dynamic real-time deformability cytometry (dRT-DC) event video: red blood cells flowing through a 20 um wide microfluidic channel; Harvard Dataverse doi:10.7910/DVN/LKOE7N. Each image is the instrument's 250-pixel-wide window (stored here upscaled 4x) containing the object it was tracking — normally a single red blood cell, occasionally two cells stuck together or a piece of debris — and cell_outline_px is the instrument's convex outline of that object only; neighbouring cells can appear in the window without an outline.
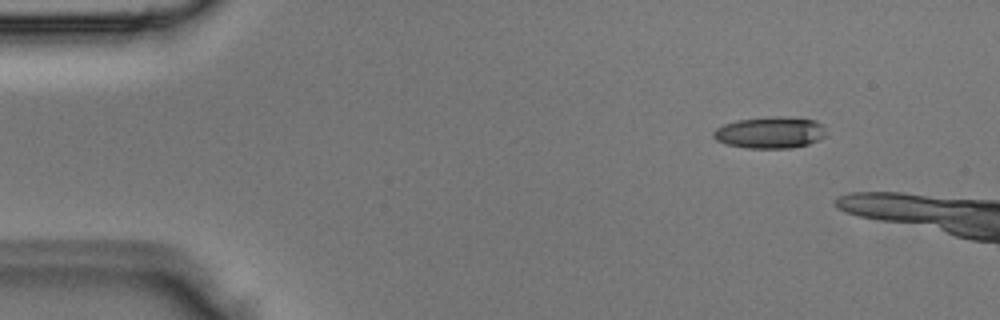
{"species": "Egyptian fruit bat (a non-hibernating species)", "species_latin": "Rousettus aegyptiacus", "temperature_condition": "room temperature", "stored_images_in_passage": 3, "camera_frame_rate_fps": 3000, "um_per_image_px": 0.085, "animal": {"sex": "male"}, "frame": {"image": 1, "passage_image": 1, "time_ms": 0.0, "image_size_px": [1000, 320], "cell_outline_px": [[828, 136], [808, 144], [792, 148], [744, 148], [728, 144], [716, 140], [712, 136], [712, 132], [716, 128], [724, 124], [736, 120], [776, 116], [780, 116], [816, 120], [824, 124]], "centroid_in_image_um": [65.5, 11.26], "position_along_channel_um": 19.5, "area_um2": 21.04}}